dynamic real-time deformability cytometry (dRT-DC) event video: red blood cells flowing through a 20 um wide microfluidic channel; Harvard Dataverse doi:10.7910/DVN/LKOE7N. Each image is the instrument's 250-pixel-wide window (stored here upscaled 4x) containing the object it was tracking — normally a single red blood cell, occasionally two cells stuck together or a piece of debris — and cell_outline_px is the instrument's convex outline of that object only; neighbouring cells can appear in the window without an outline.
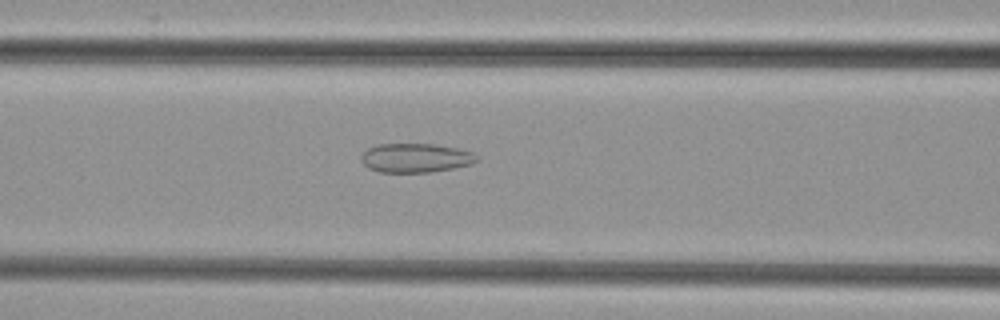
{"species": "common noctule bat (a hibernating species)", "species_latin": "Nyctalus noctula", "temperature_condition": "cold", "stored_images_in_passage": 42, "camera_frame_rate_fps": 3000, "um_per_image_px": 0.085, "animal": {"sex": "female", "body_mass_g": 29.2, "forearm_length_mm": 56.3}, "frame": {"image": 1, "passage_image": 12, "time_ms": 3.667, "image_size_px": [1000, 320], "cell_outline_px": [[476, 160], [472, 164], [452, 168], [428, 172], [380, 172], [368, 168], [360, 160], [360, 156], [368, 148], [380, 144], [432, 144], [456, 148], [472, 152], [476, 156]], "centroid_in_image_um": [35.28, 13.42], "position_along_channel_um": 131.3, "area_um2": 19.36}}
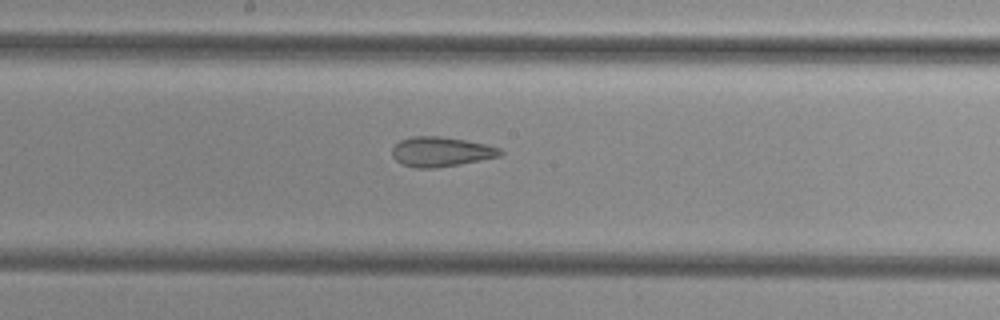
{"frame": {"image": 2, "passage_image": 18, "time_ms": 5.667, "image_size_px": [1000, 320], "cell_outline_px": [[504, 152], [500, 156], [460, 164], [436, 168], [416, 168], [400, 164], [392, 156], [392, 148], [400, 140], [412, 136], [440, 136], [464, 140], [484, 144], [500, 148]], "centroid_in_image_um": [37.45, 12.9], "position_along_channel_um": 210.7, "area_um2": 18.73}}
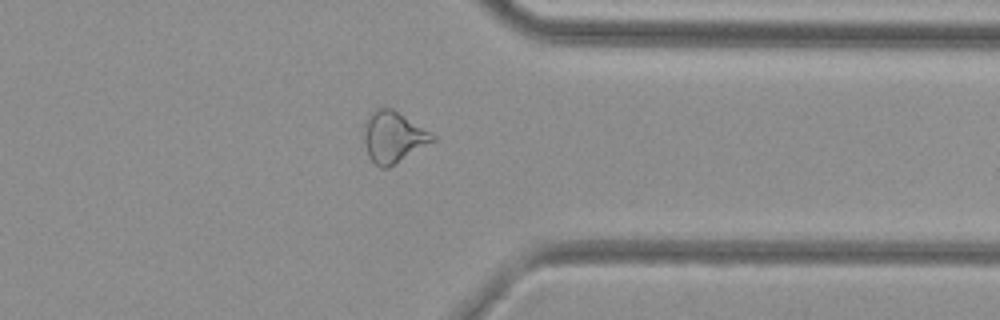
{"frame": {"image": 3, "passage_image": 31, "time_ms": 10.0, "image_size_px": [1000, 320], "cell_outline_px": [[436, 140], [388, 168], [380, 168], [368, 156], [364, 140], [364, 124], [372, 112], [376, 108], [392, 108], [436, 136]], "centroid_in_image_um": [33.42, 11.66], "position_along_channel_um": 378.0, "area_um2": 20.17}}